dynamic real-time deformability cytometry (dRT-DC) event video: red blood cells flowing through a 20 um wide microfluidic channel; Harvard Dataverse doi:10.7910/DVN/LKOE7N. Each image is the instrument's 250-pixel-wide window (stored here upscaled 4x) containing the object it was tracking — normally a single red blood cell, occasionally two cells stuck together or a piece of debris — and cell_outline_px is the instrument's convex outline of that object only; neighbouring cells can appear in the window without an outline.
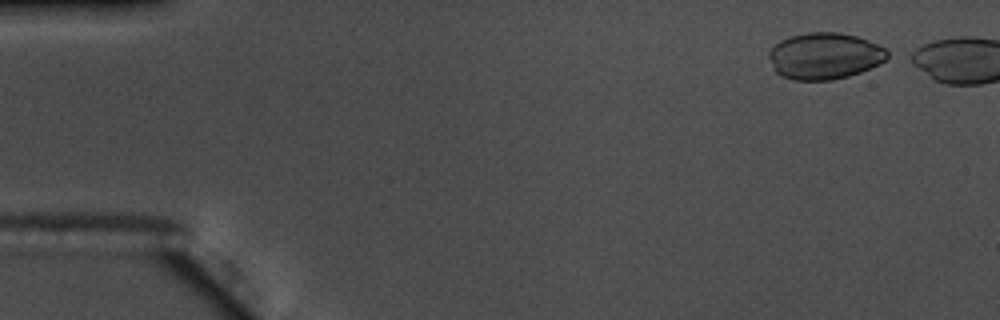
{"species": "common noctule bat (a hibernating species)", "species_latin": "Nyctalus noctula", "temperature_condition": "warm", "stored_images_in_passage": 4, "camera_frame_rate_fps": 3000, "um_per_image_px": 0.085, "animal": {"sex": "male", "body_mass_g": 17.5, "forearm_length_mm": 52.3}, "frame": {"image": 1, "passage_image": 1, "time_ms": 0.0, "image_size_px": [1000, 320], "cell_outline_px": [[888, 56], [880, 64], [860, 72], [848, 76], [832, 80], [792, 80], [780, 76], [772, 68], [768, 56], [768, 52], [780, 40], [792, 36], [808, 32], [840, 32], [856, 36], [876, 44], [884, 48], [888, 52]], "centroid_in_image_um": [70.06, 4.77], "position_along_channel_um": 14.9, "area_um2": 32.14}}